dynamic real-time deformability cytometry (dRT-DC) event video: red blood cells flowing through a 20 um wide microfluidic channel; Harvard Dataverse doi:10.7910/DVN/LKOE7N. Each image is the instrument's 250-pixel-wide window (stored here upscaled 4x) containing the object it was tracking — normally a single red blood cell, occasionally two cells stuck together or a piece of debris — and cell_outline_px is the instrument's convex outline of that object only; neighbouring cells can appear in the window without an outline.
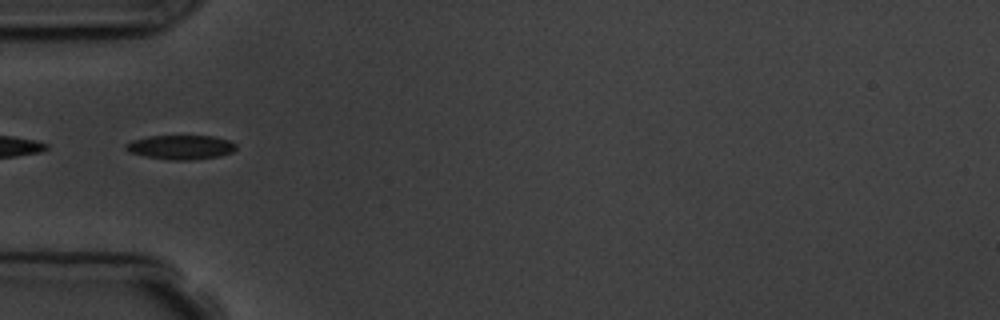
{"species": "common noctule bat (a hibernating species)", "species_latin": "Nyctalus noctula", "temperature_condition": "room temperature", "stored_images_in_passage": 7, "segment_of_instrument_passage": [2, 2], "camera_frame_rate_fps": 3000, "um_per_image_px": 0.085, "animal": {"sex": "male", "body_mass_g": 19.5, "forearm_length_mm": 54.6}, "frame": {"image": 1, "passage_image": 5, "time_ms": 5.333, "image_size_px": [1000, 320], "cell_outline_px": [[236, 148], [232, 152], [220, 156], [192, 160], [168, 160], [144, 156], [128, 152], [124, 148], [124, 144], [132, 140], [148, 136], [212, 136], [228, 140], [236, 144]], "centroid_in_image_um": [15.32, 12.52], "position_along_channel_um": 69.7, "area_um2": 15.72}}